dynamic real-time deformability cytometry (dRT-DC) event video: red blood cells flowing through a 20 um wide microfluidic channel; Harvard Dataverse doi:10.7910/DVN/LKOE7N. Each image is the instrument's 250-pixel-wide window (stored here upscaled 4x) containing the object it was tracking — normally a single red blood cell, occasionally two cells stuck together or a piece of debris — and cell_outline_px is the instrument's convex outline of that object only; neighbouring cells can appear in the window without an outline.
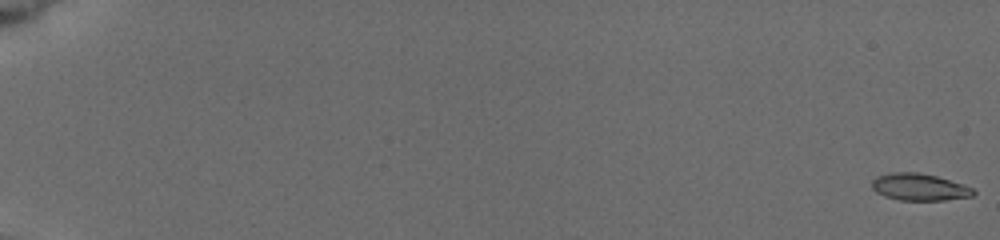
{"species": "common noctule bat (a hibernating species)", "species_latin": "Nyctalus noctula", "temperature_condition": "cold", "stored_images_in_passage": 51, "camera_frame_rate_fps": 3000, "um_per_image_px": 0.085, "animal": {"sex": "female", "body_mass_g": 19.5, "forearm_length_mm": 54.1}, "frame": {"image": 1, "passage_image": 1, "time_ms": 0.0, "image_size_px": [1000, 240], "cell_outline_px": [[976, 192], [972, 196], [944, 200], [900, 200], [884, 196], [876, 192], [872, 188], [872, 180], [876, 176], [892, 172], [920, 172], [936, 176], [972, 188]], "centroid_in_image_um": [78.1, 15.9], "position_along_channel_um": 6.9, "area_um2": 15.84}}
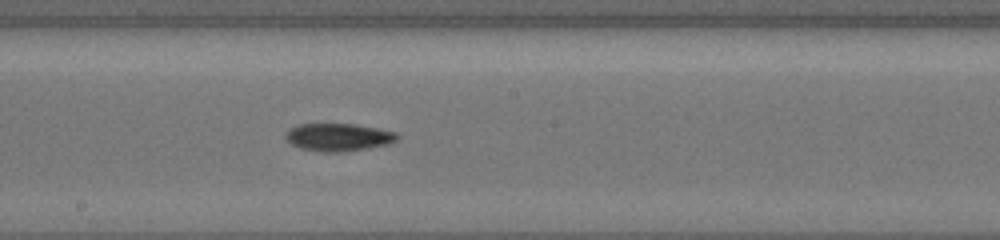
{"frame": {"image": 2, "passage_image": 34, "time_ms": 11.0, "image_size_px": [1000, 240], "cell_outline_px": [[400, 136], [396, 140], [388, 144], [368, 148], [340, 152], [324, 152], [300, 148], [292, 144], [284, 136], [292, 128], [300, 124], [356, 124], [396, 132]], "centroid_in_image_um": [28.8, 11.66], "position_along_channel_um": 219.4, "area_um2": 17.8}}
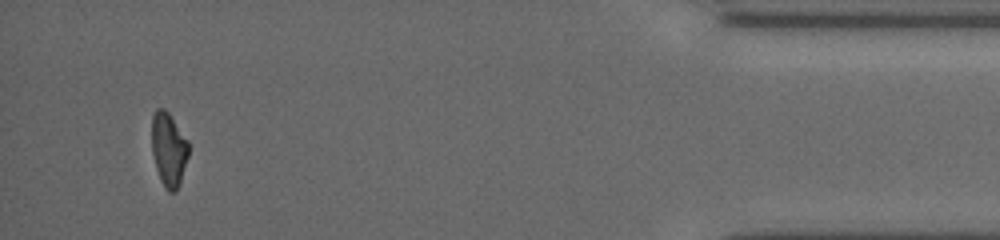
{"frame": {"image": 3, "passage_image": 51, "time_ms": 17.667, "image_size_px": [1000, 240], "cell_outline_px": [[188, 156], [180, 184], [176, 192], [168, 192], [164, 188], [160, 180], [156, 168], [152, 152], [152, 116], [156, 108], [164, 108], [168, 112], [188, 140]], "centroid_in_image_um": [14.33, 12.72], "position_along_channel_um": 420.9, "area_um2": 15.95}, "authors_computed_cell_mechanics": {"area_um2": 16.7042, "velocity_mm_per_s": 3.8828, "shape_relaxation_time_tau1_ms": 3.3648, "shape_relaxation_time_tau2_ms": 8.0569, "deformation_change_tau1": 0.1711, "deformation_change_tau2": 0.1576}}